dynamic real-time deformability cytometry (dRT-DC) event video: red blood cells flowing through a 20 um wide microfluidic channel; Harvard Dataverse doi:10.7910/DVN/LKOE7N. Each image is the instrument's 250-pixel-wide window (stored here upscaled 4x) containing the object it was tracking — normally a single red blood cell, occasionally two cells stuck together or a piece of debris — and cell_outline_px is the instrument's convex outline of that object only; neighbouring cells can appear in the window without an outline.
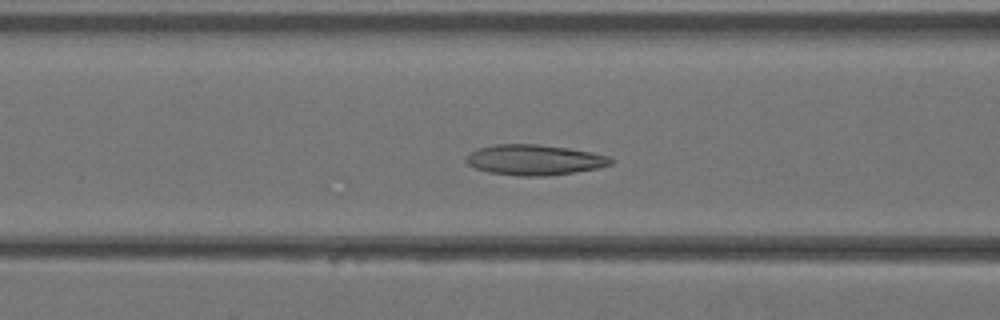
{"species": "Egyptian fruit bat (a non-hibernating species)", "species_latin": "Rousettus aegyptiacus", "temperature_condition": "warm", "stored_images_in_passage": 40, "camera_frame_rate_fps": 3000, "um_per_image_px": 0.085, "animal": {"sex": "female"}, "frame": {"image": 1, "passage_image": 16, "time_ms": 5.0, "image_size_px": [1000, 320], "cell_outline_px": [[616, 160], [612, 164], [596, 168], [576, 172], [544, 176], [520, 176], [488, 172], [476, 168], [468, 164], [464, 160], [468, 152], [476, 148], [496, 144], [536, 144], [568, 148], [592, 152], [608, 156]], "centroid_in_image_um": [45.4, 13.58], "position_along_channel_um": 121.2, "area_um2": 25.84}}
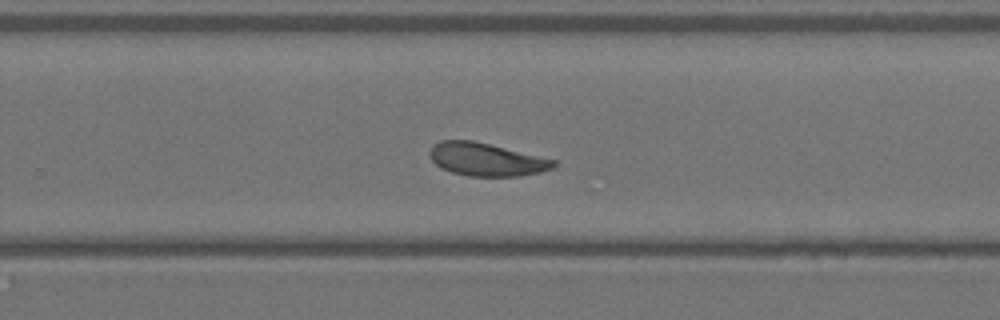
{"frame": {"image": 2, "passage_image": 26, "time_ms": 8.333, "image_size_px": [1000, 320], "cell_outline_px": [[556, 164], [552, 168], [540, 172], [520, 176], [472, 176], [452, 172], [440, 168], [428, 156], [428, 152], [432, 144], [440, 140], [472, 140], [556, 160]], "centroid_in_image_um": [41.28, 13.55], "position_along_channel_um": 288.5, "area_um2": 23.76}}
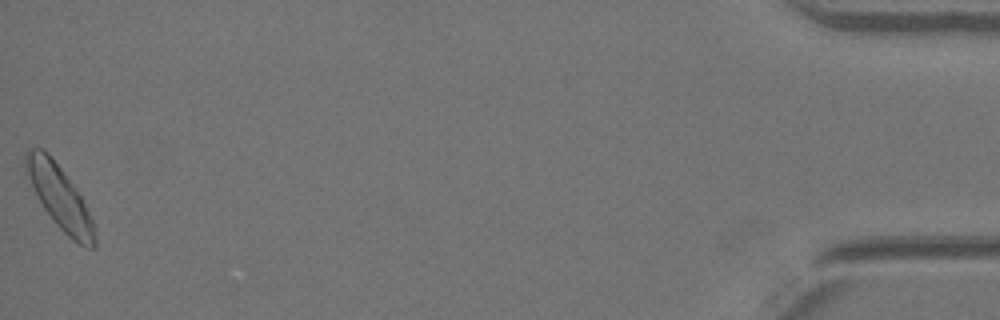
{"frame": {"image": 3, "passage_image": 40, "time_ms": 13.0, "image_size_px": [1000, 320], "cell_outline_px": [[96, 248], [88, 248], [72, 240], [52, 220], [36, 196], [24, 172], [24, 152], [32, 148], [44, 148], [48, 152], [72, 184], [80, 196], [92, 220], [96, 240]], "centroid_in_image_um": [5.01, 16.74], "position_along_channel_um": 430.2, "area_um2": 25.14}}